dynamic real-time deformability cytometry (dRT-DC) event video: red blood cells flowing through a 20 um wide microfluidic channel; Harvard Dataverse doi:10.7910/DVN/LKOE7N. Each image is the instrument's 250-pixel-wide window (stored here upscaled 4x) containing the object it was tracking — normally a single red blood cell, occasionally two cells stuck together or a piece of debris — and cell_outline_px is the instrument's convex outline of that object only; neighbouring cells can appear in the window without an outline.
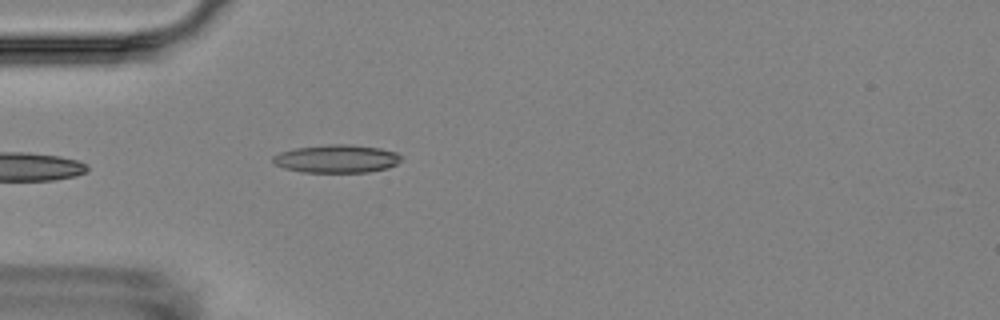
{"species": "Egyptian fruit bat (a non-hibernating species)", "species_latin": "Rousettus aegyptiacus", "temperature_condition": "room temperature", "stored_images_in_passage": 6, "camera_frame_rate_fps": 3000, "um_per_image_px": 0.085, "animal": {"sex": "female"}, "frame": {"image": 1, "passage_image": 5, "time_ms": 5.667, "image_size_px": [1000, 320], "cell_outline_px": [[400, 160], [396, 164], [388, 168], [368, 172], [300, 172], [284, 168], [272, 164], [272, 156], [280, 152], [296, 148], [332, 144], [344, 144], [380, 148], [396, 152], [400, 156]], "centroid_in_image_um": [28.57, 13.5], "position_along_channel_um": 56.4, "area_um2": 20.92}}